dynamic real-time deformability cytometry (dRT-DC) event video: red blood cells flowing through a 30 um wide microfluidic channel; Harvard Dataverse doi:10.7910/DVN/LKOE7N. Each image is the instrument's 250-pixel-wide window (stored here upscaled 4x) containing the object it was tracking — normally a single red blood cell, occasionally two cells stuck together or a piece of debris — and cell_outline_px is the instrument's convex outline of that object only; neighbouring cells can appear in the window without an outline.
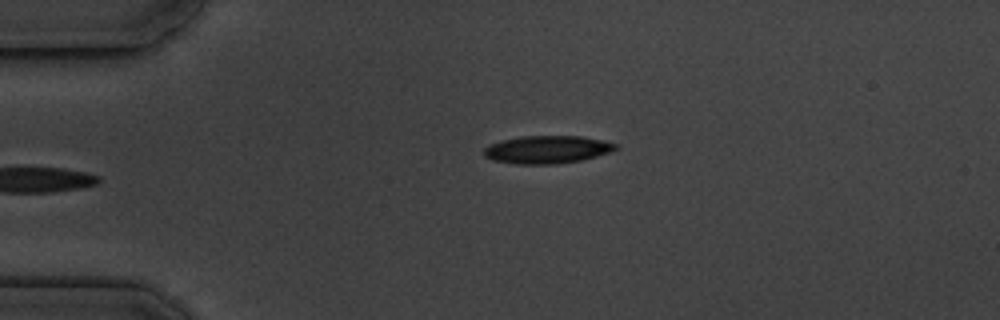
{"species": "common noctule bat (a hibernating species)", "species_latin": "Nyctalus noctula", "temperature_condition": "cold", "stored_images_in_passage": 6, "camera_frame_rate_fps": 3000, "um_per_image_px": 0.085, "animal": {"sex": "male", "body_mass_g": 19.5, "forearm_length_mm": 54.6}, "frame": {"image": 1, "passage_image": 6, "time_ms": 6.333, "image_size_px": [1000, 320], "cell_outline_px": [[620, 148], [612, 152], [580, 160], [556, 164], [516, 164], [492, 160], [484, 156], [484, 148], [488, 144], [504, 140], [524, 136], [580, 136], [600, 140], [616, 144]], "centroid_in_image_um": [46.5, 12.72], "position_along_channel_um": 38.5, "area_um2": 21.27}}